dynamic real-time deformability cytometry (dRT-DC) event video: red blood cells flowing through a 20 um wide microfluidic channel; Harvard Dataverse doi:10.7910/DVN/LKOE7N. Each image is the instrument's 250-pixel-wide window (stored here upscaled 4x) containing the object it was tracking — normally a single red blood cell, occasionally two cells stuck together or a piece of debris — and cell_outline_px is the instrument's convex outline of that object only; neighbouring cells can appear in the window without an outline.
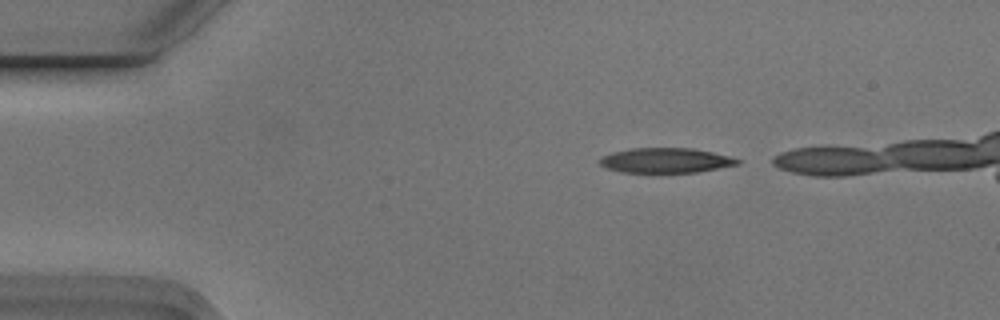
{"species": "Egyptian fruit bat (a non-hibernating species)", "species_latin": "Rousettus aegyptiacus", "temperature_condition": "cold", "stored_images_in_passage": 5, "segment_of_instrument_passage": [1, 2], "camera_frame_rate_fps": 3000, "um_per_image_px": 0.085, "animal": {"sex": "male"}, "frame": {"image": 1, "passage_image": 1, "time_ms": 0.0, "image_size_px": [1000, 320], "cell_outline_px": [[740, 164], [696, 172], [620, 172], [608, 168], [600, 164], [596, 160], [612, 152], [632, 148], [692, 148], [712, 152], [728, 156], [740, 160]], "centroid_in_image_um": [56.56, 13.63], "position_along_channel_um": 28.4, "area_um2": 19.83}}
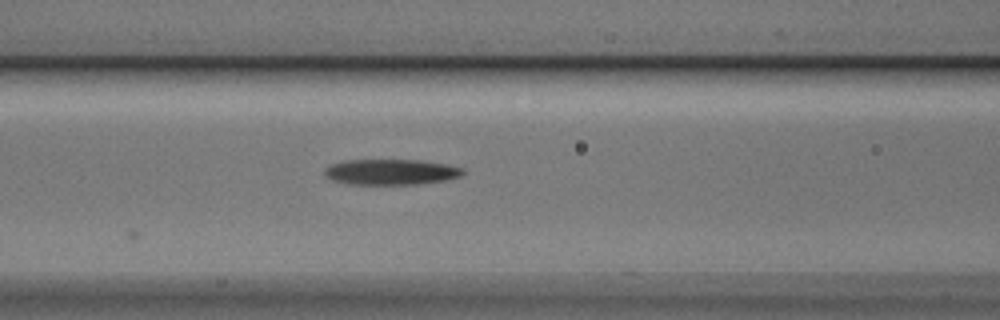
{"frame": {"image": 2, "passage_image": 4, "time_ms": 1.0, "image_size_px": [1000, 320], "cell_outline_px": [[464, 172], [460, 176], [444, 180], [420, 184], [348, 184], [332, 180], [324, 176], [324, 168], [332, 164], [344, 160], [416, 160], [444, 164], [460, 168]], "centroid_in_image_um": [33.15, 14.62], "position_along_channel_um": 133.5, "area_um2": 20.46}}